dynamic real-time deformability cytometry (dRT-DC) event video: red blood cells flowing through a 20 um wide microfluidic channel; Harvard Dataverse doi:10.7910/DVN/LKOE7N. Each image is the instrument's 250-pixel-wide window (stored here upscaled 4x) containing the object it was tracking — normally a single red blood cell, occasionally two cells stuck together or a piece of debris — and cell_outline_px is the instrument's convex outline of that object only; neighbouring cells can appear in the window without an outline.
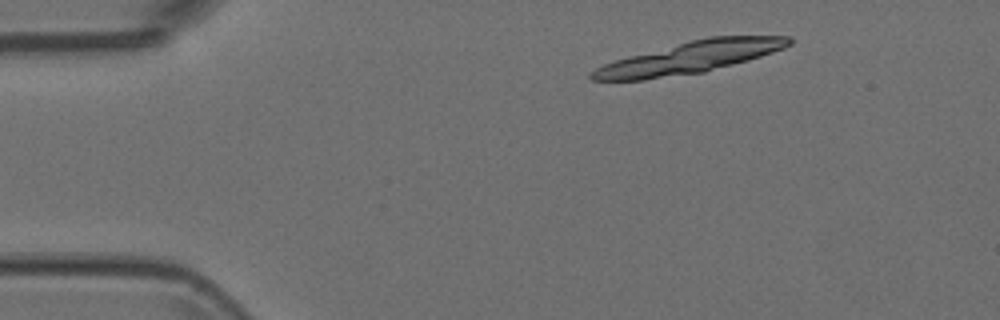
{"species": "Egyptian fruit bat (a non-hibernating species)", "species_latin": "Rousettus aegyptiacus", "temperature_condition": "room temperature", "stored_images_in_passage": 4, "camera_frame_rate_fps": 3000, "um_per_image_px": 0.085, "animal": {"sex": "female"}, "frame": {"image": 1, "passage_image": 2, "time_ms": 0.333, "image_size_px": [1000, 320], "cell_outline_px": [[792, 44], [784, 48], [748, 60], [704, 72], [644, 80], [592, 80], [588, 76], [596, 68], [604, 64], [628, 56], [708, 36], [792, 36]], "centroid_in_image_um": [58.65, 4.89], "position_along_channel_um": 26.3, "area_um2": 36.13}}